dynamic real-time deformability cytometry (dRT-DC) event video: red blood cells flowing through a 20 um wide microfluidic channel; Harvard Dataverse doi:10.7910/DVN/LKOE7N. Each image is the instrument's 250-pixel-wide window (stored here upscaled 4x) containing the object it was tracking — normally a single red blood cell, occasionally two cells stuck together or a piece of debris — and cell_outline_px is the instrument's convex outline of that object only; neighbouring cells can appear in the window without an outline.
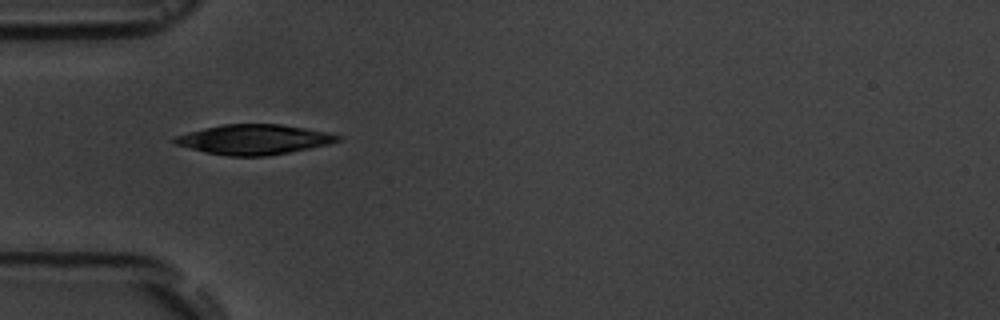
{"species": "common noctule bat (a hibernating species)", "species_latin": "Nyctalus noctula", "temperature_condition": "room temperature", "stored_images_in_passage": 6, "camera_frame_rate_fps": 3000, "um_per_image_px": 0.085, "animal": {"sex": "male", "body_mass_g": 19.5, "forearm_length_mm": 54.6}, "frame": {"image": 1, "passage_image": 5, "time_ms": 4.667, "image_size_px": [1000, 320], "cell_outline_px": [[344, 136], [340, 140], [328, 144], [268, 156], [228, 156], [204, 152], [176, 144], [168, 140], [176, 136], [188, 132], [204, 128], [224, 124], [280, 124], [328, 132]], "centroid_in_image_um": [21.57, 11.85], "position_along_channel_um": 63.4, "area_um2": 28.38}}
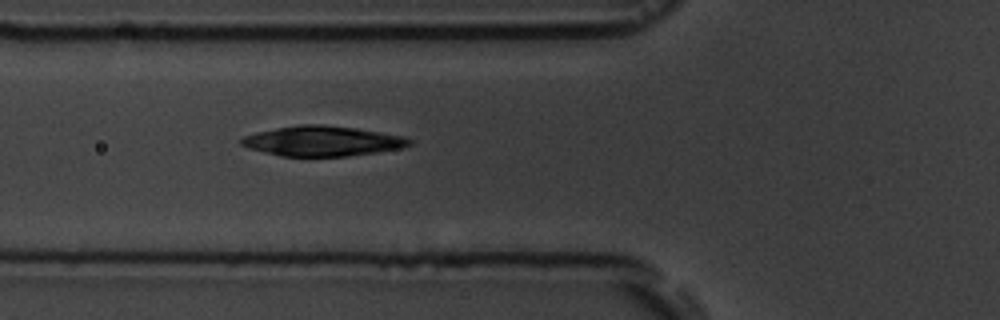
{"frame": {"image": 2, "passage_image": 6, "time_ms": 5.667, "image_size_px": [1000, 320], "cell_outline_px": [[412, 144], [400, 148], [376, 152], [348, 156], [280, 156], [248, 148], [240, 144], [240, 140], [244, 136], [256, 132], [276, 128], [300, 124], [320, 124], [356, 128], [404, 136], [412, 140]], "centroid_in_image_um": [27.39, 11.98], "position_along_channel_um": 98.4, "area_um2": 29.36}}